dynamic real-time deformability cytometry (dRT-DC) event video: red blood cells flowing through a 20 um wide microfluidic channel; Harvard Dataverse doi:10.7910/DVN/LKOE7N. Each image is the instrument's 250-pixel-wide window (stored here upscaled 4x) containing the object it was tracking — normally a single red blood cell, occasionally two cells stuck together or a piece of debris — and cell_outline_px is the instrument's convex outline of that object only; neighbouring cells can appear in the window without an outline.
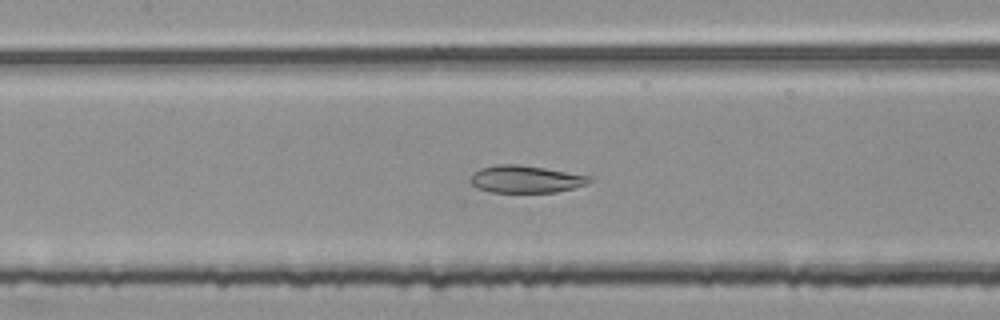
{"species": "common noctule bat (a hibernating species)", "species_latin": "Nyctalus noctula", "temperature_condition": "room temperature", "stored_images_in_passage": 49, "camera_frame_rate_fps": 3000, "um_per_image_px": 0.085, "animal": {"sex": "female", "body_mass_g": 25.1}, "frame": {"image": 1, "passage_image": 24, "time_ms": 7.667, "image_size_px": [1000, 320], "cell_outline_px": [[592, 180], [588, 184], [576, 188], [556, 192], [492, 192], [476, 188], [468, 180], [472, 172], [480, 168], [496, 164], [516, 164], [544, 168], [592, 176]], "centroid_in_image_um": [44.67, 15.23], "position_along_channel_um": 162.7, "area_um2": 19.19}}
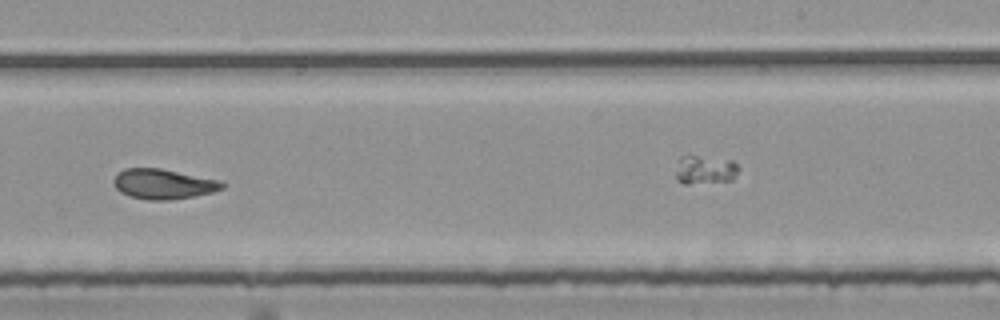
{"frame": {"image": 2, "passage_image": 33, "time_ms": 10.667, "image_size_px": [1000, 320], "cell_outline_px": [[224, 188], [212, 192], [172, 200], [148, 200], [132, 196], [120, 192], [116, 188], [112, 180], [124, 168], [160, 168], [220, 180], [224, 184]], "centroid_in_image_um": [13.88, 15.64], "position_along_channel_um": 275.1, "area_um2": 18.84}}
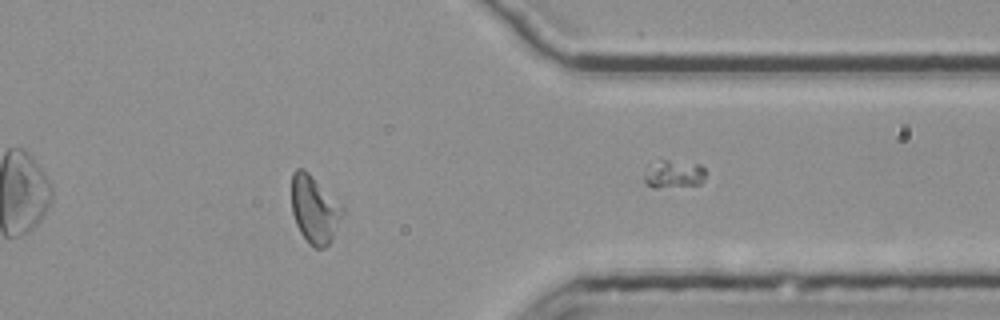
{"frame": {"image": 3, "passage_image": 43, "time_ms": 14.0, "image_size_px": [1000, 320], "cell_outline_px": [[344, 212], [332, 240], [324, 248], [316, 248], [308, 244], [300, 232], [296, 224], [292, 212], [292, 172], [296, 168], [304, 168], [344, 208]], "centroid_in_image_um": [26.72, 17.82], "position_along_channel_um": 384.7, "area_um2": 19.94}, "authors_computed_cell_mechanics": {"area_um2": 21.1548, "velocity_mm_per_s": 3.7656, "shape_relaxation_time_tau1_ms": null, "shape_relaxation_time_tau2_ms": 2.3997, "deformation_change_tau1": null, "deformation_change_tau2": 0.0914}}